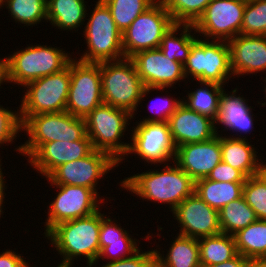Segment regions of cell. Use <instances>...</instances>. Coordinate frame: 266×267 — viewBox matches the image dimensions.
Returning <instances> with one entry per match:
<instances>
[{"label": "cell", "mask_w": 266, "mask_h": 267, "mask_svg": "<svg viewBox=\"0 0 266 267\" xmlns=\"http://www.w3.org/2000/svg\"><path fill=\"white\" fill-rule=\"evenodd\" d=\"M163 166L155 169L156 165L146 172L121 179L119 186L143 201L166 204L172 212L185 198L195 193V181L175 162Z\"/></svg>", "instance_id": "cell-1"}, {"label": "cell", "mask_w": 266, "mask_h": 267, "mask_svg": "<svg viewBox=\"0 0 266 267\" xmlns=\"http://www.w3.org/2000/svg\"><path fill=\"white\" fill-rule=\"evenodd\" d=\"M70 80L71 60L61 71L27 83L19 105L21 124L31 115L66 111Z\"/></svg>", "instance_id": "cell-8"}, {"label": "cell", "mask_w": 266, "mask_h": 267, "mask_svg": "<svg viewBox=\"0 0 266 267\" xmlns=\"http://www.w3.org/2000/svg\"><path fill=\"white\" fill-rule=\"evenodd\" d=\"M266 159L263 161L261 158L260 165H259V175L262 179L266 182Z\"/></svg>", "instance_id": "cell-48"}, {"label": "cell", "mask_w": 266, "mask_h": 267, "mask_svg": "<svg viewBox=\"0 0 266 267\" xmlns=\"http://www.w3.org/2000/svg\"><path fill=\"white\" fill-rule=\"evenodd\" d=\"M111 11L117 29L123 33L140 14L157 0H102Z\"/></svg>", "instance_id": "cell-33"}, {"label": "cell", "mask_w": 266, "mask_h": 267, "mask_svg": "<svg viewBox=\"0 0 266 267\" xmlns=\"http://www.w3.org/2000/svg\"><path fill=\"white\" fill-rule=\"evenodd\" d=\"M250 143L248 139L220 135L222 162L239 170L246 178L258 175L261 161L257 147L255 149Z\"/></svg>", "instance_id": "cell-23"}, {"label": "cell", "mask_w": 266, "mask_h": 267, "mask_svg": "<svg viewBox=\"0 0 266 267\" xmlns=\"http://www.w3.org/2000/svg\"><path fill=\"white\" fill-rule=\"evenodd\" d=\"M22 130L28 140L14 150L29 158L42 144L82 140L86 134L85 120L67 111L43 113L29 116L22 123Z\"/></svg>", "instance_id": "cell-4"}, {"label": "cell", "mask_w": 266, "mask_h": 267, "mask_svg": "<svg viewBox=\"0 0 266 267\" xmlns=\"http://www.w3.org/2000/svg\"><path fill=\"white\" fill-rule=\"evenodd\" d=\"M238 89V86H236L230 92H227L225 91V89H223L222 95L220 97L219 114L217 120L215 121V131L216 134L220 135L225 130L232 131L234 134L231 133L229 135L227 133L228 137L236 139H248L246 134L252 133V130L255 129V115L252 112V108L254 107L248 105L249 99H245L243 95L240 96L238 94ZM220 124L221 126H223L221 127V132L220 130H218L219 128H217V125ZM222 128L224 129L222 130ZM235 132L237 133V135ZM242 133H244V135L246 136H243Z\"/></svg>", "instance_id": "cell-20"}, {"label": "cell", "mask_w": 266, "mask_h": 267, "mask_svg": "<svg viewBox=\"0 0 266 267\" xmlns=\"http://www.w3.org/2000/svg\"><path fill=\"white\" fill-rule=\"evenodd\" d=\"M262 80H264L263 82L266 83V77H264ZM263 87H264L263 91L265 92L264 99H266V85L263 86ZM257 102H258L259 105H261L263 107H265V105H266V101L265 102L263 101V103H260L259 101H257Z\"/></svg>", "instance_id": "cell-49"}, {"label": "cell", "mask_w": 266, "mask_h": 267, "mask_svg": "<svg viewBox=\"0 0 266 267\" xmlns=\"http://www.w3.org/2000/svg\"><path fill=\"white\" fill-rule=\"evenodd\" d=\"M86 3L85 0H47V22L60 31L77 32L85 25Z\"/></svg>", "instance_id": "cell-25"}, {"label": "cell", "mask_w": 266, "mask_h": 267, "mask_svg": "<svg viewBox=\"0 0 266 267\" xmlns=\"http://www.w3.org/2000/svg\"><path fill=\"white\" fill-rule=\"evenodd\" d=\"M1 161H2V158L0 159V217L4 213L3 212L4 208H2V207H4L3 204L5 203V201H4L5 196H6L5 189L7 191V185H6V181L4 179L5 176H3L4 172L1 169L2 168V164H3Z\"/></svg>", "instance_id": "cell-45"}, {"label": "cell", "mask_w": 266, "mask_h": 267, "mask_svg": "<svg viewBox=\"0 0 266 267\" xmlns=\"http://www.w3.org/2000/svg\"><path fill=\"white\" fill-rule=\"evenodd\" d=\"M101 85L103 103L128 111L133 115V119L146 96L154 90L157 92L167 90V88L144 87L130 58L102 62Z\"/></svg>", "instance_id": "cell-3"}, {"label": "cell", "mask_w": 266, "mask_h": 267, "mask_svg": "<svg viewBox=\"0 0 266 267\" xmlns=\"http://www.w3.org/2000/svg\"><path fill=\"white\" fill-rule=\"evenodd\" d=\"M194 34L196 35L197 33L193 25L174 24L162 37L159 49L170 60L184 64L187 61L192 45L196 42L197 36Z\"/></svg>", "instance_id": "cell-28"}, {"label": "cell", "mask_w": 266, "mask_h": 267, "mask_svg": "<svg viewBox=\"0 0 266 267\" xmlns=\"http://www.w3.org/2000/svg\"><path fill=\"white\" fill-rule=\"evenodd\" d=\"M133 115L128 111L102 103L85 118L86 134L94 150L111 155L119 164L123 163L129 142H122ZM128 129V130H127Z\"/></svg>", "instance_id": "cell-7"}, {"label": "cell", "mask_w": 266, "mask_h": 267, "mask_svg": "<svg viewBox=\"0 0 266 267\" xmlns=\"http://www.w3.org/2000/svg\"><path fill=\"white\" fill-rule=\"evenodd\" d=\"M244 183L217 182L207 178L195 181V193L218 212L243 195Z\"/></svg>", "instance_id": "cell-26"}, {"label": "cell", "mask_w": 266, "mask_h": 267, "mask_svg": "<svg viewBox=\"0 0 266 267\" xmlns=\"http://www.w3.org/2000/svg\"><path fill=\"white\" fill-rule=\"evenodd\" d=\"M198 244L201 267L220 264L238 254L234 236L226 233L200 238Z\"/></svg>", "instance_id": "cell-30"}, {"label": "cell", "mask_w": 266, "mask_h": 267, "mask_svg": "<svg viewBox=\"0 0 266 267\" xmlns=\"http://www.w3.org/2000/svg\"><path fill=\"white\" fill-rule=\"evenodd\" d=\"M239 254L248 260H266V220L257 219L233 235Z\"/></svg>", "instance_id": "cell-29"}, {"label": "cell", "mask_w": 266, "mask_h": 267, "mask_svg": "<svg viewBox=\"0 0 266 267\" xmlns=\"http://www.w3.org/2000/svg\"><path fill=\"white\" fill-rule=\"evenodd\" d=\"M175 24L194 25L211 0H160Z\"/></svg>", "instance_id": "cell-34"}, {"label": "cell", "mask_w": 266, "mask_h": 267, "mask_svg": "<svg viewBox=\"0 0 266 267\" xmlns=\"http://www.w3.org/2000/svg\"><path fill=\"white\" fill-rule=\"evenodd\" d=\"M197 84L200 86H197L196 90H188L187 96L181 98L182 103L215 122L219 114L220 97L225 86L203 81H198Z\"/></svg>", "instance_id": "cell-27"}, {"label": "cell", "mask_w": 266, "mask_h": 267, "mask_svg": "<svg viewBox=\"0 0 266 267\" xmlns=\"http://www.w3.org/2000/svg\"><path fill=\"white\" fill-rule=\"evenodd\" d=\"M245 267H266V260H249Z\"/></svg>", "instance_id": "cell-47"}, {"label": "cell", "mask_w": 266, "mask_h": 267, "mask_svg": "<svg viewBox=\"0 0 266 267\" xmlns=\"http://www.w3.org/2000/svg\"><path fill=\"white\" fill-rule=\"evenodd\" d=\"M115 219H111V216L101 213V226L99 229L100 250L104 246L115 242H139L140 244V240L129 234L128 230L121 228L122 226Z\"/></svg>", "instance_id": "cell-37"}, {"label": "cell", "mask_w": 266, "mask_h": 267, "mask_svg": "<svg viewBox=\"0 0 266 267\" xmlns=\"http://www.w3.org/2000/svg\"><path fill=\"white\" fill-rule=\"evenodd\" d=\"M175 24L164 4L157 0L122 33L125 58L138 52L159 48L162 37Z\"/></svg>", "instance_id": "cell-10"}, {"label": "cell", "mask_w": 266, "mask_h": 267, "mask_svg": "<svg viewBox=\"0 0 266 267\" xmlns=\"http://www.w3.org/2000/svg\"><path fill=\"white\" fill-rule=\"evenodd\" d=\"M101 212L99 209L89 216L61 222L45 235L61 256L62 265L72 267L74 261H81L82 257L86 259V267L96 263L100 253Z\"/></svg>", "instance_id": "cell-2"}, {"label": "cell", "mask_w": 266, "mask_h": 267, "mask_svg": "<svg viewBox=\"0 0 266 267\" xmlns=\"http://www.w3.org/2000/svg\"><path fill=\"white\" fill-rule=\"evenodd\" d=\"M183 66L185 77L192 78L191 81L213 82L225 86L229 80L234 79L227 41L206 40L197 36Z\"/></svg>", "instance_id": "cell-9"}, {"label": "cell", "mask_w": 266, "mask_h": 267, "mask_svg": "<svg viewBox=\"0 0 266 267\" xmlns=\"http://www.w3.org/2000/svg\"><path fill=\"white\" fill-rule=\"evenodd\" d=\"M242 196L255 211L257 219L266 220V182L259 174L246 178Z\"/></svg>", "instance_id": "cell-36"}, {"label": "cell", "mask_w": 266, "mask_h": 267, "mask_svg": "<svg viewBox=\"0 0 266 267\" xmlns=\"http://www.w3.org/2000/svg\"><path fill=\"white\" fill-rule=\"evenodd\" d=\"M119 167L108 153L92 150L87 156L57 167L47 178L52 184L82 186L92 189L99 197L98 183L106 174Z\"/></svg>", "instance_id": "cell-14"}, {"label": "cell", "mask_w": 266, "mask_h": 267, "mask_svg": "<svg viewBox=\"0 0 266 267\" xmlns=\"http://www.w3.org/2000/svg\"><path fill=\"white\" fill-rule=\"evenodd\" d=\"M4 8V0H0V9Z\"/></svg>", "instance_id": "cell-51"}, {"label": "cell", "mask_w": 266, "mask_h": 267, "mask_svg": "<svg viewBox=\"0 0 266 267\" xmlns=\"http://www.w3.org/2000/svg\"><path fill=\"white\" fill-rule=\"evenodd\" d=\"M257 220L255 211L246 203L244 197L231 201L219 211L221 232L234 235Z\"/></svg>", "instance_id": "cell-31"}, {"label": "cell", "mask_w": 266, "mask_h": 267, "mask_svg": "<svg viewBox=\"0 0 266 267\" xmlns=\"http://www.w3.org/2000/svg\"><path fill=\"white\" fill-rule=\"evenodd\" d=\"M28 44L7 56V80L23 88L27 83L64 69L72 55L52 45Z\"/></svg>", "instance_id": "cell-5"}, {"label": "cell", "mask_w": 266, "mask_h": 267, "mask_svg": "<svg viewBox=\"0 0 266 267\" xmlns=\"http://www.w3.org/2000/svg\"><path fill=\"white\" fill-rule=\"evenodd\" d=\"M176 235L167 254L160 247L154 249L156 267H201L198 239Z\"/></svg>", "instance_id": "cell-24"}, {"label": "cell", "mask_w": 266, "mask_h": 267, "mask_svg": "<svg viewBox=\"0 0 266 267\" xmlns=\"http://www.w3.org/2000/svg\"><path fill=\"white\" fill-rule=\"evenodd\" d=\"M245 6L246 0H211L193 25L197 36L228 41L241 34Z\"/></svg>", "instance_id": "cell-15"}, {"label": "cell", "mask_w": 266, "mask_h": 267, "mask_svg": "<svg viewBox=\"0 0 266 267\" xmlns=\"http://www.w3.org/2000/svg\"><path fill=\"white\" fill-rule=\"evenodd\" d=\"M28 263H29V261H27V263L24 265V267H29V266L32 267L31 264L29 265ZM56 267H68V266L62 265L61 263L58 262V266H56Z\"/></svg>", "instance_id": "cell-50"}, {"label": "cell", "mask_w": 266, "mask_h": 267, "mask_svg": "<svg viewBox=\"0 0 266 267\" xmlns=\"http://www.w3.org/2000/svg\"><path fill=\"white\" fill-rule=\"evenodd\" d=\"M234 78L266 71V36L239 34L227 41ZM236 76V77H235Z\"/></svg>", "instance_id": "cell-21"}, {"label": "cell", "mask_w": 266, "mask_h": 267, "mask_svg": "<svg viewBox=\"0 0 266 267\" xmlns=\"http://www.w3.org/2000/svg\"><path fill=\"white\" fill-rule=\"evenodd\" d=\"M241 34L266 36V0H246Z\"/></svg>", "instance_id": "cell-35"}, {"label": "cell", "mask_w": 266, "mask_h": 267, "mask_svg": "<svg viewBox=\"0 0 266 267\" xmlns=\"http://www.w3.org/2000/svg\"><path fill=\"white\" fill-rule=\"evenodd\" d=\"M144 87L175 88L174 85L185 80L184 66L181 62L170 60L157 49L144 50L130 58Z\"/></svg>", "instance_id": "cell-17"}, {"label": "cell", "mask_w": 266, "mask_h": 267, "mask_svg": "<svg viewBox=\"0 0 266 267\" xmlns=\"http://www.w3.org/2000/svg\"><path fill=\"white\" fill-rule=\"evenodd\" d=\"M138 242H115V243H110L107 246H104L99 253V256L96 260V263L93 265L96 267L98 265V261L101 259L106 262H111V261H118L121 260L122 258H126L131 256L134 252H136L139 248Z\"/></svg>", "instance_id": "cell-40"}, {"label": "cell", "mask_w": 266, "mask_h": 267, "mask_svg": "<svg viewBox=\"0 0 266 267\" xmlns=\"http://www.w3.org/2000/svg\"><path fill=\"white\" fill-rule=\"evenodd\" d=\"M11 19L24 26L47 22V0H4Z\"/></svg>", "instance_id": "cell-32"}, {"label": "cell", "mask_w": 266, "mask_h": 267, "mask_svg": "<svg viewBox=\"0 0 266 267\" xmlns=\"http://www.w3.org/2000/svg\"><path fill=\"white\" fill-rule=\"evenodd\" d=\"M83 33L87 44L84 53L76 59L88 63H102L124 59L122 33L117 29L111 11L102 0H96Z\"/></svg>", "instance_id": "cell-6"}, {"label": "cell", "mask_w": 266, "mask_h": 267, "mask_svg": "<svg viewBox=\"0 0 266 267\" xmlns=\"http://www.w3.org/2000/svg\"><path fill=\"white\" fill-rule=\"evenodd\" d=\"M0 105V146H9L16 141L19 132L22 131V124L19 118V107L16 110H11L8 107ZM15 139V140H14ZM0 147V148H1ZM1 158V157H0Z\"/></svg>", "instance_id": "cell-38"}, {"label": "cell", "mask_w": 266, "mask_h": 267, "mask_svg": "<svg viewBox=\"0 0 266 267\" xmlns=\"http://www.w3.org/2000/svg\"><path fill=\"white\" fill-rule=\"evenodd\" d=\"M167 97L164 96L163 97H160V98H155V100L159 102V105H161V107L159 106H156L155 103H152L151 102V106L152 104L153 105V109H149L148 110H151L150 112H153L154 114L151 116V115H148L145 117H143V119H141V121H137V122H168L170 116L175 112V110L178 108V106L182 103V99H180V97L178 98H175L173 95V97L171 95H166ZM171 97V98H169ZM162 100V101H161ZM162 102V104H160ZM158 109H157V108ZM156 114V116H154Z\"/></svg>", "instance_id": "cell-39"}, {"label": "cell", "mask_w": 266, "mask_h": 267, "mask_svg": "<svg viewBox=\"0 0 266 267\" xmlns=\"http://www.w3.org/2000/svg\"><path fill=\"white\" fill-rule=\"evenodd\" d=\"M131 132L126 158L129 154L137 155V158L144 161V164L148 163V166L174 162L177 147L172 139L168 122H136Z\"/></svg>", "instance_id": "cell-11"}, {"label": "cell", "mask_w": 266, "mask_h": 267, "mask_svg": "<svg viewBox=\"0 0 266 267\" xmlns=\"http://www.w3.org/2000/svg\"><path fill=\"white\" fill-rule=\"evenodd\" d=\"M6 250V251H5ZM0 252V267H24L27 263L26 258H23L20 253L14 250L5 249Z\"/></svg>", "instance_id": "cell-43"}, {"label": "cell", "mask_w": 266, "mask_h": 267, "mask_svg": "<svg viewBox=\"0 0 266 267\" xmlns=\"http://www.w3.org/2000/svg\"><path fill=\"white\" fill-rule=\"evenodd\" d=\"M52 188L59 189L57 195L48 203V212L44 223V236L57 224L89 216L99 209L100 204H105L108 200L100 198L92 189L82 186L52 184L47 180ZM106 200V202H105Z\"/></svg>", "instance_id": "cell-12"}, {"label": "cell", "mask_w": 266, "mask_h": 267, "mask_svg": "<svg viewBox=\"0 0 266 267\" xmlns=\"http://www.w3.org/2000/svg\"><path fill=\"white\" fill-rule=\"evenodd\" d=\"M103 103L101 63H88L71 59V80L66 111L73 116L85 118Z\"/></svg>", "instance_id": "cell-13"}, {"label": "cell", "mask_w": 266, "mask_h": 267, "mask_svg": "<svg viewBox=\"0 0 266 267\" xmlns=\"http://www.w3.org/2000/svg\"><path fill=\"white\" fill-rule=\"evenodd\" d=\"M249 260L246 257H243L241 254H237L234 258L222 262L220 264H212L203 267H245Z\"/></svg>", "instance_id": "cell-44"}, {"label": "cell", "mask_w": 266, "mask_h": 267, "mask_svg": "<svg viewBox=\"0 0 266 267\" xmlns=\"http://www.w3.org/2000/svg\"><path fill=\"white\" fill-rule=\"evenodd\" d=\"M221 161L220 134L204 142L178 146L174 158V162L194 181L207 178Z\"/></svg>", "instance_id": "cell-18"}, {"label": "cell", "mask_w": 266, "mask_h": 267, "mask_svg": "<svg viewBox=\"0 0 266 267\" xmlns=\"http://www.w3.org/2000/svg\"><path fill=\"white\" fill-rule=\"evenodd\" d=\"M93 150L86 135L74 142L54 141L42 144L27 160L43 178H47L57 167L87 156ZM29 160V161H28Z\"/></svg>", "instance_id": "cell-19"}, {"label": "cell", "mask_w": 266, "mask_h": 267, "mask_svg": "<svg viewBox=\"0 0 266 267\" xmlns=\"http://www.w3.org/2000/svg\"><path fill=\"white\" fill-rule=\"evenodd\" d=\"M139 248L136 252H134L131 256L122 258L118 261H111L107 263H103L100 265L101 267H156L155 265V252L154 248L148 251H142ZM98 266V267H99Z\"/></svg>", "instance_id": "cell-41"}, {"label": "cell", "mask_w": 266, "mask_h": 267, "mask_svg": "<svg viewBox=\"0 0 266 267\" xmlns=\"http://www.w3.org/2000/svg\"><path fill=\"white\" fill-rule=\"evenodd\" d=\"M207 179L217 182L244 183L246 177L237 169L220 162L208 175Z\"/></svg>", "instance_id": "cell-42"}, {"label": "cell", "mask_w": 266, "mask_h": 267, "mask_svg": "<svg viewBox=\"0 0 266 267\" xmlns=\"http://www.w3.org/2000/svg\"><path fill=\"white\" fill-rule=\"evenodd\" d=\"M176 147L204 142L216 135L215 122L181 103L168 120Z\"/></svg>", "instance_id": "cell-22"}, {"label": "cell", "mask_w": 266, "mask_h": 267, "mask_svg": "<svg viewBox=\"0 0 266 267\" xmlns=\"http://www.w3.org/2000/svg\"><path fill=\"white\" fill-rule=\"evenodd\" d=\"M171 213L180 227V235L200 239L221 233L219 212L196 193L185 198Z\"/></svg>", "instance_id": "cell-16"}, {"label": "cell", "mask_w": 266, "mask_h": 267, "mask_svg": "<svg viewBox=\"0 0 266 267\" xmlns=\"http://www.w3.org/2000/svg\"><path fill=\"white\" fill-rule=\"evenodd\" d=\"M8 82L7 80V56H5L4 58H0V88L1 85L3 84H8L5 83Z\"/></svg>", "instance_id": "cell-46"}]
</instances>
